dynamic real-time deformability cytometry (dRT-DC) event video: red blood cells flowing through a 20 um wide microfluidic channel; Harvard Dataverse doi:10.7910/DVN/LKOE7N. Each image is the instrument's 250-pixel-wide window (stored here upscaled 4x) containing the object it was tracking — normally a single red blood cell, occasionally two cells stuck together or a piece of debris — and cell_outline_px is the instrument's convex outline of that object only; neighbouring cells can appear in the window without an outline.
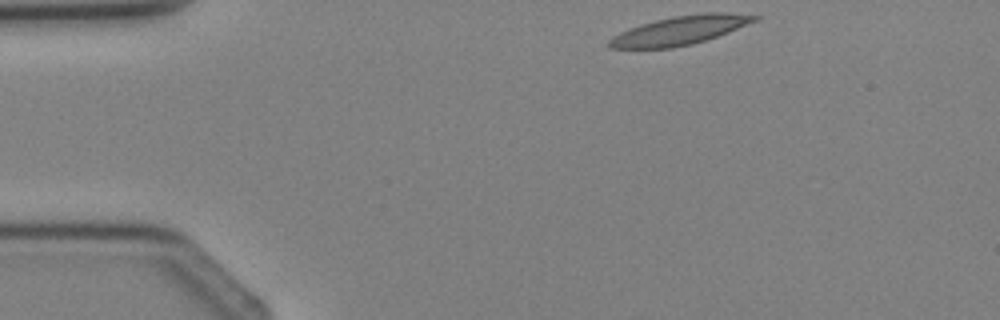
{"species": "Egyptian fruit bat (a non-hibernating species)", "species_latin": "Rousettus aegyptiacus", "temperature_condition": "cold", "stored_images_in_passage": 2, "camera_frame_rate_fps": 3000, "um_per_image_px": 0.085, "animal": {"sex": "female"}, "frame": {"image": 1, "passage_image": 1, "time_ms": 0.0, "image_size_px": [1000, 320], "cell_outline_px": [[760, 16], [756, 20], [728, 32], [692, 44], [672, 48], [608, 48], [608, 40], [612, 36], [620, 32], [640, 24], [672, 16], [704, 12], [728, 12]], "centroid_in_image_um": [57.76, 2.57], "position_along_channel_um": 27.2, "area_um2": 24.22}}